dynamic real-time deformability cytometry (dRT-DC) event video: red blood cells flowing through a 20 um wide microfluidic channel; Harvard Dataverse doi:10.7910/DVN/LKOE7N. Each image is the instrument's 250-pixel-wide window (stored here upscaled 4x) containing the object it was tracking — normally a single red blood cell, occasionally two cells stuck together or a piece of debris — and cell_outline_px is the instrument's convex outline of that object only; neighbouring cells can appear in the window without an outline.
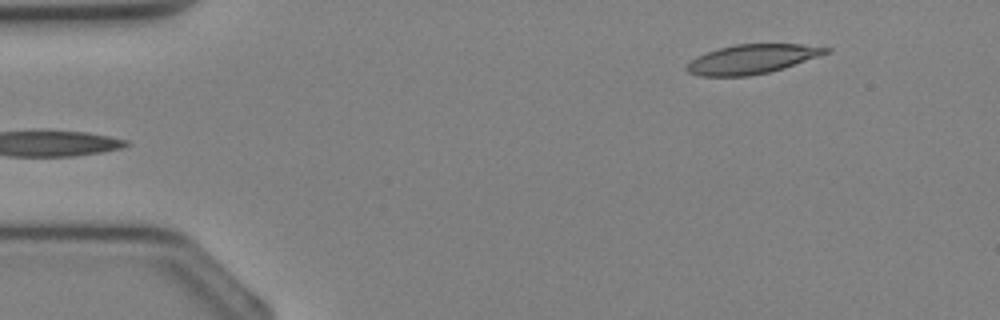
{"species": "Egyptian fruit bat (a non-hibernating species)", "species_latin": "Rousettus aegyptiacus", "temperature_condition": "cold", "stored_images_in_passage": 7, "camera_frame_rate_fps": 3000, "um_per_image_px": 0.085, "animal": {"sex": "female"}, "frame": {"image": 1, "passage_image": 1, "time_ms": 0.0, "image_size_px": [1000, 320], "cell_outline_px": [[832, 52], [784, 68], [768, 72], [748, 76], [700, 76], [688, 72], [684, 68], [696, 56], [720, 48], [736, 44], [800, 44], [832, 48]], "centroid_in_image_um": [63.96, 5.02], "position_along_channel_um": 21.0, "area_um2": 23.7}}